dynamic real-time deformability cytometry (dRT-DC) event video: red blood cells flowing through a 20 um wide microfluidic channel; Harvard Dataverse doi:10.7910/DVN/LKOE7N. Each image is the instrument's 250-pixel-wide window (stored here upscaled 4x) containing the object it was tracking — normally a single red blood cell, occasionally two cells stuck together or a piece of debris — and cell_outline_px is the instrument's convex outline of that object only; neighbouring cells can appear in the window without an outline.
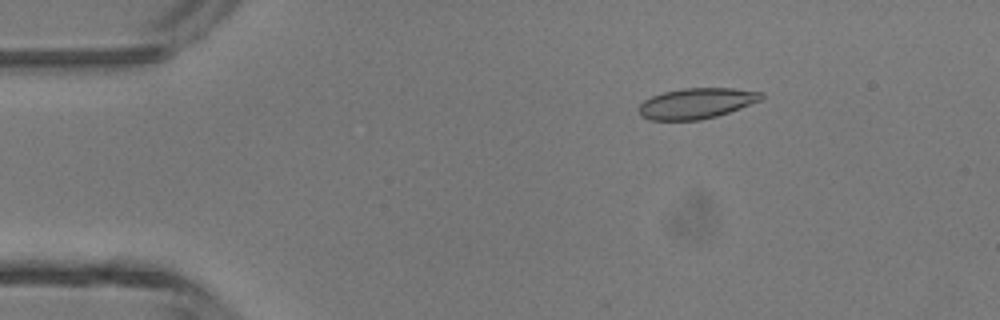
{"species": "common noctule bat (a hibernating species)", "species_latin": "Nyctalus noctula", "temperature_condition": "room temperature", "stored_images_in_passage": 44, "camera_frame_rate_fps": 3000, "um_per_image_px": 0.085, "animal": {"sex": "male", "body_mass_g": 13.3}, "frame": {"image": 1, "passage_image": 5, "time_ms": 1.333, "image_size_px": [1000, 320], "cell_outline_px": [[764, 96], [760, 100], [740, 108], [716, 116], [700, 120], [648, 120], [640, 116], [640, 104], [644, 100], [652, 96], [664, 92], [684, 88], [732, 88], [764, 92]], "centroid_in_image_um": [59.2, 8.78], "position_along_channel_um": 25.8, "area_um2": 21.73}}
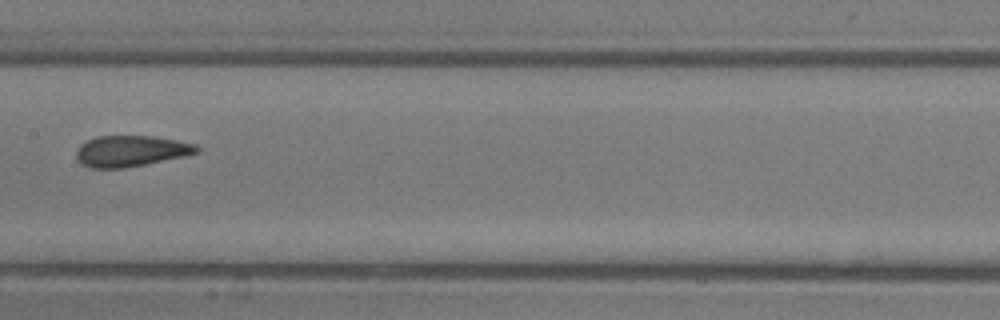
{"frame": {"image": 2, "passage_image": 21, "time_ms": 6.667, "image_size_px": [1000, 320], "cell_outline_px": [[200, 152], [184, 156], [124, 168], [92, 168], [84, 164], [76, 156], [76, 152], [80, 144], [96, 136], [152, 136], [176, 140], [196, 144], [200, 148]], "centroid_in_image_um": [11.15, 12.83], "position_along_channel_um": 196.3, "area_um2": 21.56}}
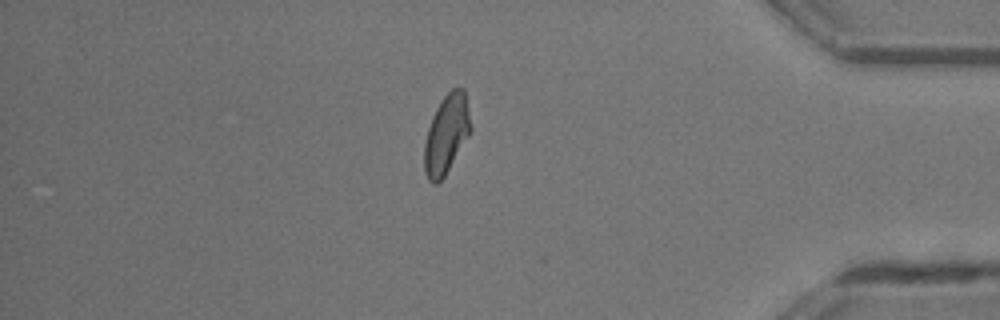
{"frame": {"image": 3, "passage_image": 37, "time_ms": 12.0, "image_size_px": [1000, 320], "cell_outline_px": [[472, 132], [444, 176], [436, 184], [432, 184], [428, 180], [424, 172], [424, 144], [428, 128], [432, 116], [440, 100], [452, 88], [464, 88], [472, 128]], "centroid_in_image_um": [37.95, 11.41], "position_along_channel_um": 397.3, "area_um2": 21.5}, "authors_computed_cell_mechanics": {"area_um2": 21.5305, "velocity_mm_per_s": 4.443, "shape_relaxation_time_tau1_ms": 4.7851, "shape_relaxation_time_tau2_ms": 1.1132, "deformation_change_tau1": 0.1381, "deformation_change_tau2": 0.0497}}